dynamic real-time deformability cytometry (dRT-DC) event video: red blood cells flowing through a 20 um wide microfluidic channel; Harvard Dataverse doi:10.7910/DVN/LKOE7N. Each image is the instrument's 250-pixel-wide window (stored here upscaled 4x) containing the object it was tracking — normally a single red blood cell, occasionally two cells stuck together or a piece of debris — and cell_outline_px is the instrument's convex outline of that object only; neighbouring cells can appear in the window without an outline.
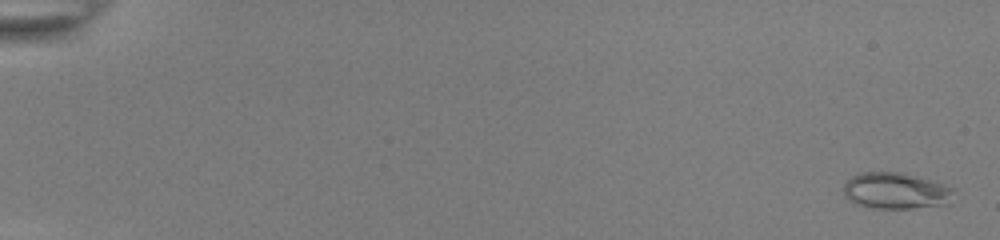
{"species": "common noctule bat (a hibernating species)", "species_latin": "Nyctalus noctula", "temperature_condition": "room temperature", "stored_images_in_passage": 53, "camera_frame_rate_fps": 3000, "um_per_image_px": 0.085, "animal": {"sex": "female", "body_mass_g": 22.0, "forearm_length_mm": 56.7}, "frame": {"image": 1, "passage_image": 1, "time_ms": 0.0, "image_size_px": [1000, 240], "cell_outline_px": [[952, 188], [948, 204], [912, 208], [872, 208], [856, 204], [848, 200], [844, 196], [844, 184], [852, 176], [864, 172], [900, 172], [928, 180]], "centroid_in_image_um": [76.05, 16.23], "position_along_channel_um": 8.9, "area_um2": 22.83}}
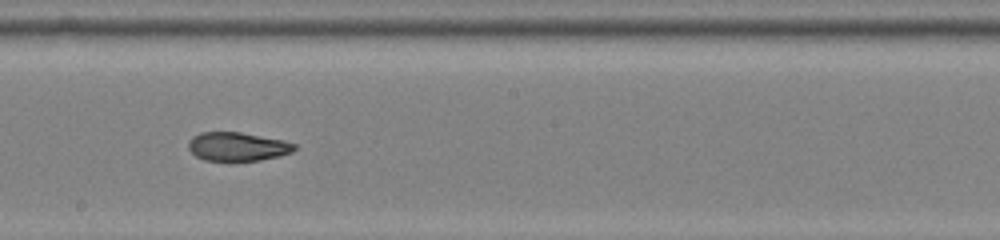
{"frame": {"image": 2, "passage_image": 32, "time_ms": 10.333, "image_size_px": [1000, 240], "cell_outline_px": [[296, 148], [292, 152], [280, 156], [260, 160], [228, 164], [204, 160], [196, 156], [188, 148], [188, 140], [192, 136], [200, 132], [240, 132], [284, 140], [296, 144]], "centroid_in_image_um": [20.16, 12.5], "position_along_channel_um": 228.0, "area_um2": 18.55}}
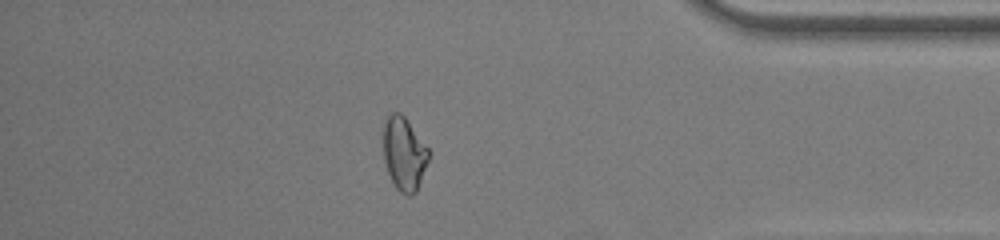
{"frame": {"image": 3, "passage_image": 47, "time_ms": 15.333, "image_size_px": [1000, 240], "cell_outline_px": [[432, 152], [416, 192], [412, 196], [408, 196], [400, 192], [396, 188], [388, 172], [384, 160], [384, 124], [388, 116], [392, 112], [400, 112], [404, 116]], "centroid_in_image_um": [34.38, 13.08], "position_along_channel_um": 400.8, "area_um2": 19.42}, "authors_computed_cell_mechanics": {"area_um2": 19.8254, "velocity_mm_per_s": 3.9047, "shape_relaxation_time_tau1_ms": null, "shape_relaxation_time_tau2_ms": 1.7883, "deformation_change_tau1": null, "deformation_change_tau2": 0.0695}}